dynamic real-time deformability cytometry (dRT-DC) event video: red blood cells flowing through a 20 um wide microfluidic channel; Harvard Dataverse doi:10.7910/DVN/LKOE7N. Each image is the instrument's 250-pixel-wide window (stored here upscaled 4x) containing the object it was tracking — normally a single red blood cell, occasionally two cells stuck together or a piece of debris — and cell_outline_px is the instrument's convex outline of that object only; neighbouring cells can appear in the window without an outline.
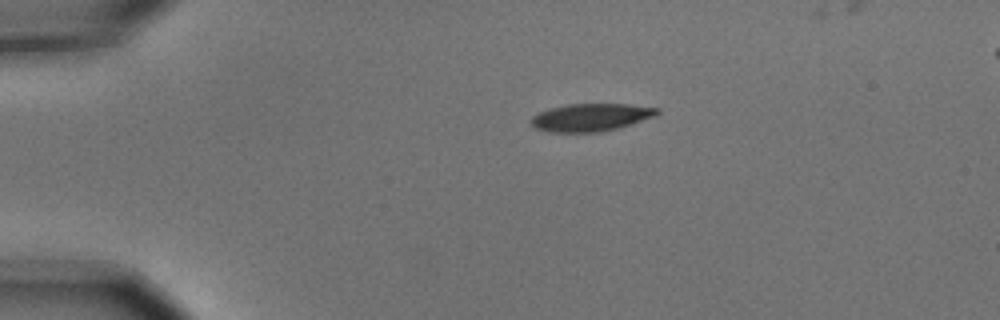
{"species": "common noctule bat (a hibernating species)", "species_latin": "Nyctalus noctula", "temperature_condition": "cold", "stored_images_in_passage": 6, "camera_frame_rate_fps": 3000, "um_per_image_px": 0.085, "animal": {"sex": "male", "body_mass_g": 15.6}, "frame": {"image": 1, "passage_image": 1, "time_ms": 0.0, "image_size_px": [1000, 320], "cell_outline_px": [[660, 112], [656, 116], [620, 128], [600, 132], [548, 132], [536, 128], [528, 120], [532, 116], [540, 112], [552, 108], [568, 104], [628, 104], [660, 108]], "centroid_in_image_um": [50.26, 9.98], "position_along_channel_um": 34.7, "area_um2": 20.46}}
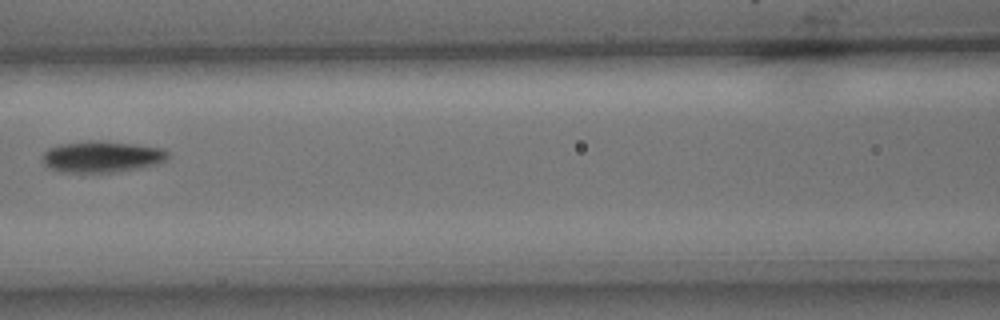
{"frame": {"image": 2, "passage_image": 5, "time_ms": 1.333, "image_size_px": [1000, 320], "cell_outline_px": [[168, 156], [164, 160], [156, 164], [136, 168], [112, 172], [64, 172], [48, 168], [44, 164], [40, 156], [48, 148], [60, 144], [88, 140], [100, 140], [132, 144], [160, 148], [168, 152]], "centroid_in_image_um": [8.57, 13.31], "position_along_channel_um": 158.0, "area_um2": 22.77}}
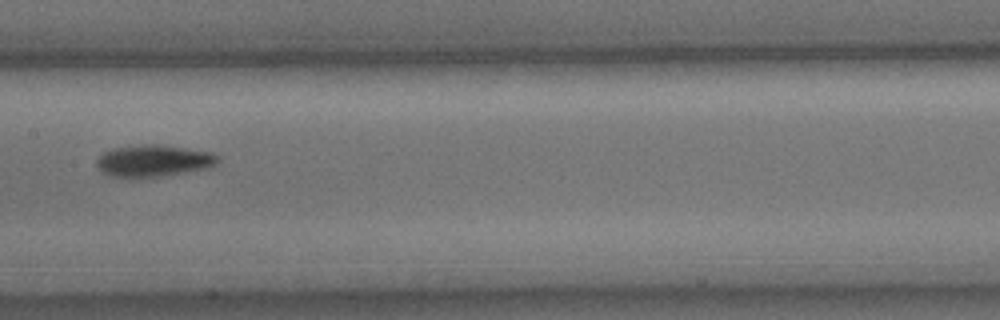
{"frame": {"image": 3, "passage_image": 6, "time_ms": 1.667, "image_size_px": [1000, 320], "cell_outline_px": [[220, 160], [216, 164], [204, 168], [184, 172], [160, 176], [132, 180], [108, 176], [96, 164], [96, 160], [104, 152], [112, 148], [148, 144], [156, 144], [212, 152], [220, 156]], "centroid_in_image_um": [13.01, 13.69], "position_along_channel_um": 194.4, "area_um2": 22.66}}